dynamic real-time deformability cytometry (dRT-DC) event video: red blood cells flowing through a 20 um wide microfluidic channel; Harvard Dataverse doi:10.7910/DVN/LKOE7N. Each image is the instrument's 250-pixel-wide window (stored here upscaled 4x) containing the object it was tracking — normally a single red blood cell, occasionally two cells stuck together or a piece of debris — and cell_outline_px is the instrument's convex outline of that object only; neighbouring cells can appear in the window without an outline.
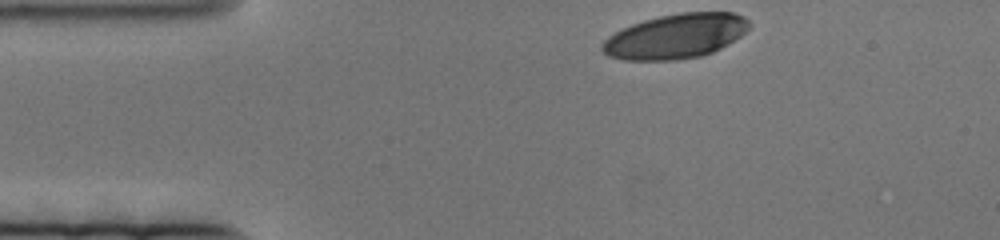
{"species": "human", "species_latin": "Homo sapiens", "temperature_condition": "cold", "stored_images_in_passage": 57, "camera_frame_rate_fps": 3000, "um_per_image_px": 0.085, "donor": {"sex": "female"}, "frame": {"image": 1, "passage_image": 1, "time_ms": 0.0, "image_size_px": [1000, 240], "cell_outline_px": [[752, 24], [740, 36], [728, 44], [712, 52], [700, 56], [676, 60], [624, 60], [608, 56], [600, 48], [600, 44], [608, 36], [632, 24], [644, 20], [660, 16], [680, 12], [736, 12], [744, 16]], "centroid_in_image_um": [57.43, 3.07], "position_along_channel_um": 27.6, "area_um2": 38.26}}
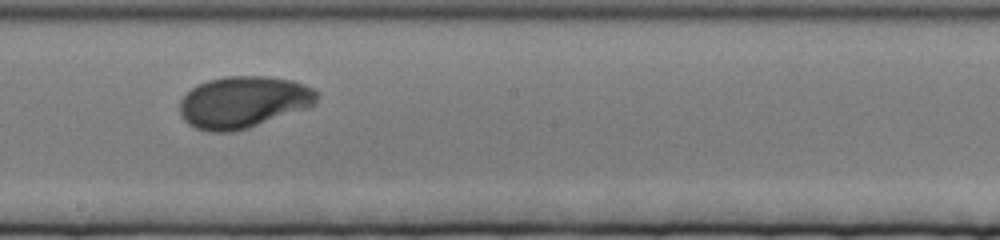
{"frame": {"image": 2, "passage_image": 32, "time_ms": 10.333, "image_size_px": [1000, 240], "cell_outline_px": [[320, 96], [316, 104], [308, 108], [248, 128], [232, 132], [212, 132], [196, 128], [188, 124], [180, 116], [180, 100], [192, 88], [208, 80], [224, 76], [268, 76], [292, 80], [304, 84], [312, 88]], "centroid_in_image_um": [20.71, 8.68], "position_along_channel_um": 227.5, "area_um2": 41.56}}
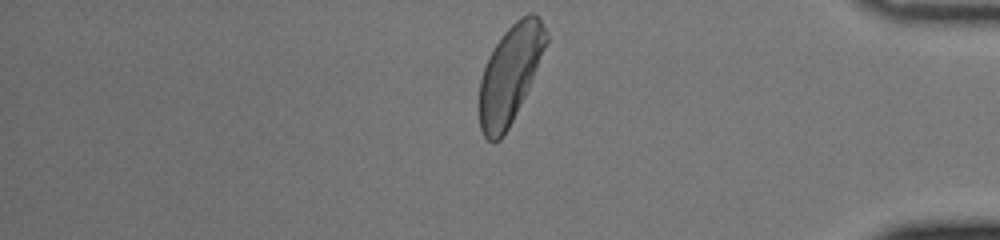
{"frame": {"image": 3, "passage_image": 56, "time_ms": 18.333, "image_size_px": [1000, 240], "cell_outline_px": [[548, 40], [528, 88], [504, 136], [500, 140], [492, 144], [484, 136], [480, 128], [480, 80], [484, 68], [496, 44], [504, 32], [520, 16], [528, 12], [536, 12], [540, 16], [548, 36]], "centroid_in_image_um": [43.36, 6.28], "position_along_channel_um": 391.8, "area_um2": 37.4}}